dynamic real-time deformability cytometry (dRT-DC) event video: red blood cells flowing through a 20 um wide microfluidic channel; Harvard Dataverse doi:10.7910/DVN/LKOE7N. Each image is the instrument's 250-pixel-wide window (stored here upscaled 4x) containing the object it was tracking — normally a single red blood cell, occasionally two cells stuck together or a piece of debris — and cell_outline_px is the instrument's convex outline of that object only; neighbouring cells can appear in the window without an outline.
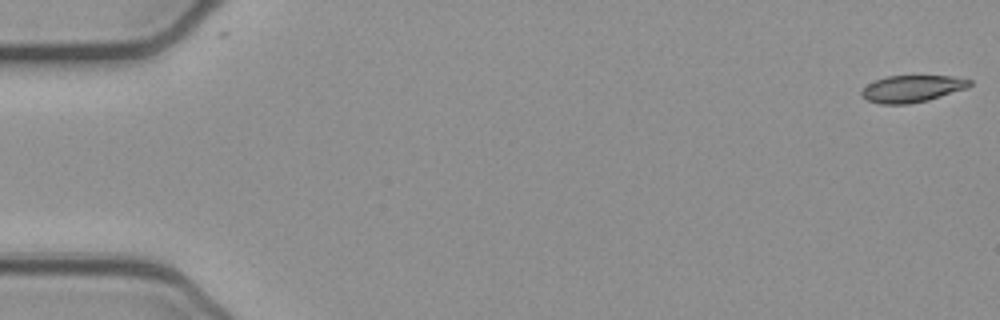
{"species": "common noctule bat (a hibernating species)", "species_latin": "Nyctalus noctula", "temperature_condition": "cold", "stored_images_in_passage": 47, "camera_frame_rate_fps": 3000, "um_per_image_px": 0.085, "animal": {"sex": "female", "body_mass_g": 21.9}, "frame": {"image": 1, "passage_image": 1, "time_ms": 0.0, "image_size_px": [1000, 320], "cell_outline_px": [[972, 84], [968, 88], [928, 100], [908, 104], [880, 104], [868, 100], [860, 92], [868, 84], [876, 80], [888, 76], [952, 76], [972, 80]], "centroid_in_image_um": [77.57, 7.54], "position_along_channel_um": 7.4, "area_um2": 16.82}}
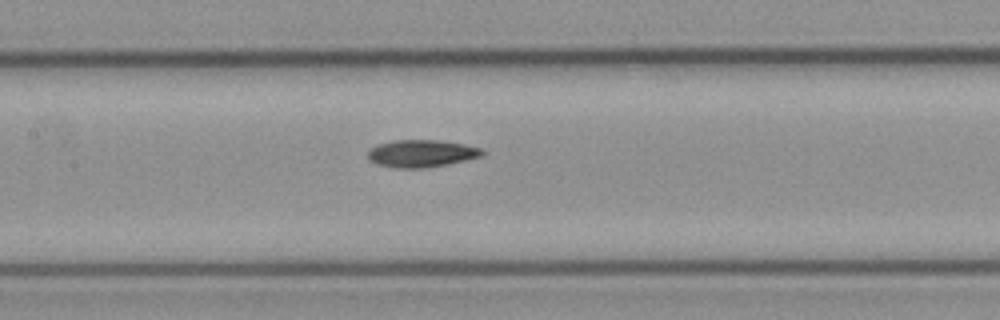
{"frame": {"image": 2, "passage_image": 25, "time_ms": 8.0, "image_size_px": [1000, 320], "cell_outline_px": [[488, 152], [484, 156], [448, 164], [424, 168], [396, 168], [376, 164], [368, 160], [368, 152], [376, 144], [396, 140], [436, 140], [464, 144], [480, 148]], "centroid_in_image_um": [35.85, 13.05], "position_along_channel_um": 171.6, "area_um2": 18.38}}
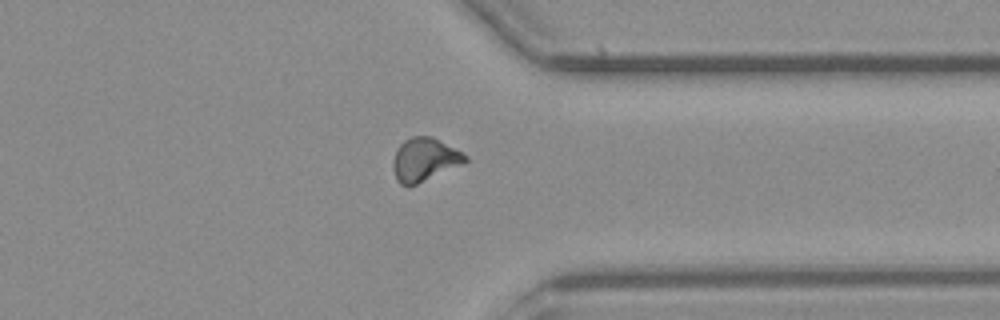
{"frame": {"image": 3, "passage_image": 41, "time_ms": 13.333, "image_size_px": [1000, 320], "cell_outline_px": [[468, 160], [464, 164], [416, 184], [400, 184], [396, 180], [392, 168], [392, 160], [400, 144], [404, 140], [412, 136], [432, 136], [468, 156]], "centroid_in_image_um": [36.08, 13.56], "position_along_channel_um": 375.3, "area_um2": 18.09}, "authors_computed_cell_mechanics": {"area_um2": 17.7446, "velocity_mm_per_s": 3.8919, "shape_relaxation_time_tau1_ms": null, "shape_relaxation_time_tau2_ms": 5.5572, "deformation_change_tau1": null, "deformation_change_tau2": 0.1253}}